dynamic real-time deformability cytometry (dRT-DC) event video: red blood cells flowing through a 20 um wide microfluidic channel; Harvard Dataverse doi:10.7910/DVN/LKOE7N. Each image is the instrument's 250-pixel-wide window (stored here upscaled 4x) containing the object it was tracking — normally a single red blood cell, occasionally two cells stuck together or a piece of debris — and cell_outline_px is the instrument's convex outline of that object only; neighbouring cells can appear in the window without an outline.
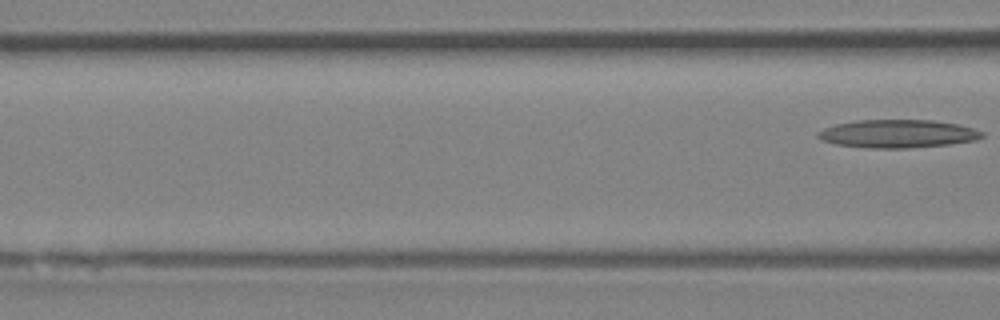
{"species": "Egyptian fruit bat (a non-hibernating species)", "species_latin": "Rousettus aegyptiacus", "temperature_condition": "room temperature", "stored_images_in_passage": 5, "camera_frame_rate_fps": 3000, "um_per_image_px": 0.085, "animal": {"sex": "female"}, "frame": {"image": 1, "passage_image": 5, "time_ms": 4.667, "image_size_px": [1000, 320], "cell_outline_px": [[984, 136], [976, 140], [948, 144], [908, 148], [872, 148], [836, 144], [820, 140], [816, 136], [816, 132], [824, 128], [836, 124], [856, 120], [932, 120], [956, 124], [972, 128], [984, 132]], "centroid_in_image_um": [76.27, 11.36], "position_along_channel_um": 90.3, "area_um2": 26.82}}